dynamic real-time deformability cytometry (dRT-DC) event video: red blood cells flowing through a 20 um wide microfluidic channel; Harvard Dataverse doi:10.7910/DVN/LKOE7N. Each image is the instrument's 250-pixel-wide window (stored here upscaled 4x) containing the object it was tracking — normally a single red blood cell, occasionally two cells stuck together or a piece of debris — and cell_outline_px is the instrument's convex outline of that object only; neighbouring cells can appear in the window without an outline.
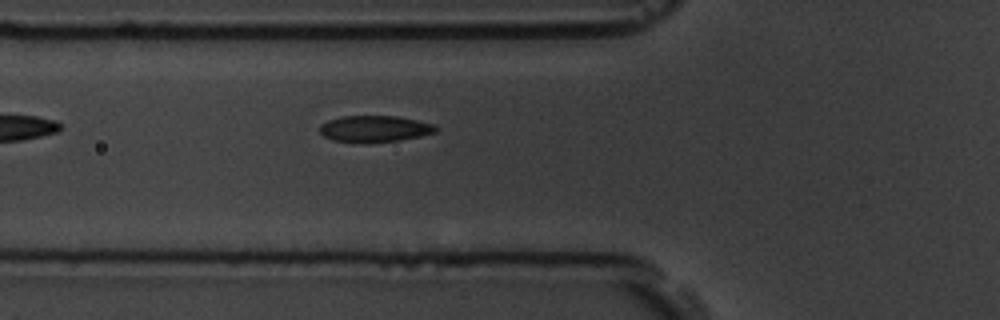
{"species": "common noctule bat (a hibernating species)", "species_latin": "Nyctalus noctula", "temperature_condition": "room temperature", "stored_images_in_passage": 6, "camera_frame_rate_fps": 3000, "um_per_image_px": 0.085, "animal": {"sex": "male", "body_mass_g": 19.5, "forearm_length_mm": 54.6}, "frame": {"image": 1, "passage_image": 6, "time_ms": 1.667, "image_size_px": [1000, 320], "cell_outline_px": [[440, 128], [436, 132], [420, 136], [400, 140], [368, 144], [332, 140], [324, 136], [320, 132], [320, 124], [328, 120], [344, 116], [396, 116], [416, 120], [432, 124]], "centroid_in_image_um": [31.84, 10.96], "position_along_channel_um": 94.0, "area_um2": 18.09}}